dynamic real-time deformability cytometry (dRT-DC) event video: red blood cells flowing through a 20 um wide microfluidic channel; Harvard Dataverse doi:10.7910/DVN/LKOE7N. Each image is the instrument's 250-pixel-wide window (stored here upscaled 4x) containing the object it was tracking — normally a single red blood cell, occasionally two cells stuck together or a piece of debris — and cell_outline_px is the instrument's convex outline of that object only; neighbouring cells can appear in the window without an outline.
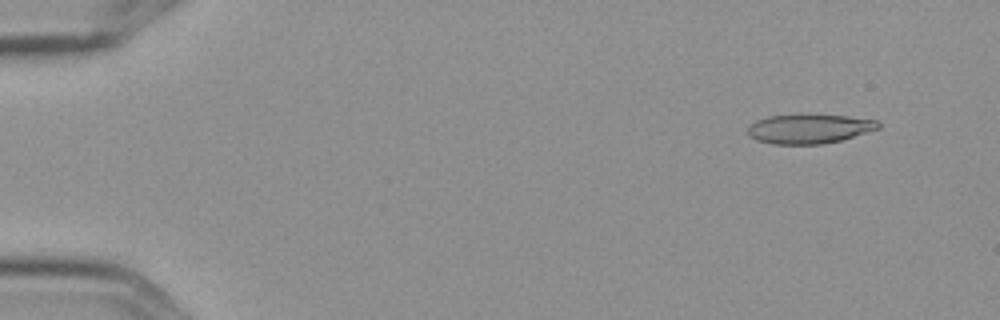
{"species": "Egyptian fruit bat (a non-hibernating species)", "species_latin": "Rousettus aegyptiacus", "temperature_condition": "cold", "stored_images_in_passage": 9, "camera_frame_rate_fps": 3000, "um_per_image_px": 0.085, "frame": {"image": 1, "passage_image": 2, "time_ms": 0.333, "image_size_px": [1000, 320], "cell_outline_px": [[880, 128], [840, 140], [824, 144], [772, 144], [756, 140], [748, 136], [748, 128], [756, 120], [768, 116], [848, 116], [876, 120], [880, 124]], "centroid_in_image_um": [68.76, 10.97], "position_along_channel_um": 16.2, "area_um2": 21.79}}
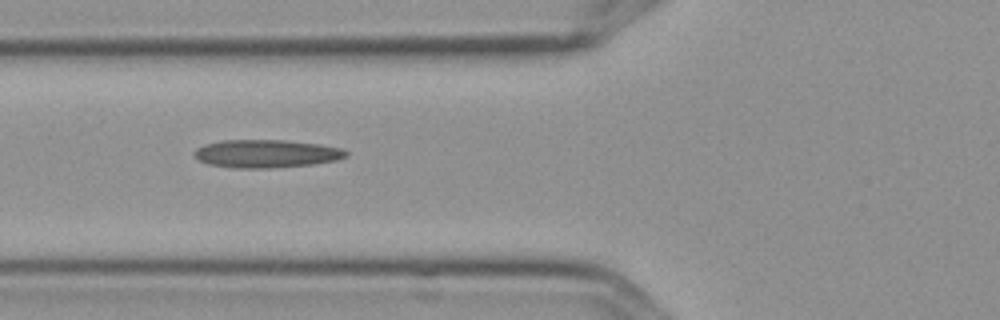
{"frame": {"image": 2, "passage_image": 6, "time_ms": 1.667, "image_size_px": [1000, 320], "cell_outline_px": [[348, 156], [336, 160], [312, 164], [268, 168], [232, 168], [208, 164], [200, 160], [192, 152], [196, 148], [204, 144], [224, 140], [284, 140], [320, 144], [340, 148], [348, 152]], "centroid_in_image_um": [22.62, 13.06], "position_along_channel_um": 103.2, "area_um2": 24.74}}
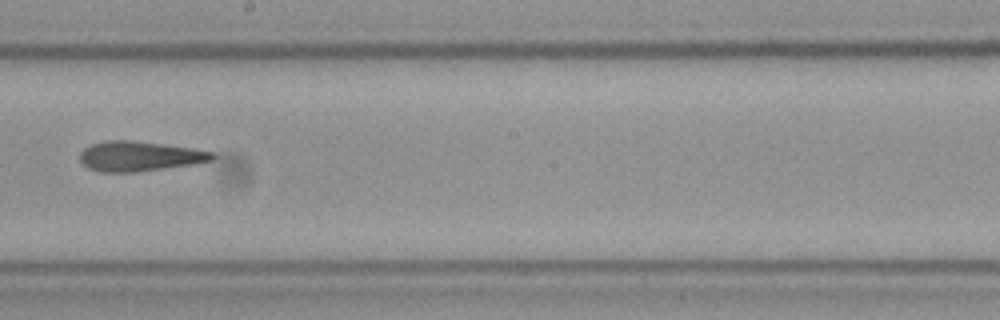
{"frame": {"image": 3, "passage_image": 9, "time_ms": 2.667, "image_size_px": [1000, 320], "cell_outline_px": [[216, 156], [212, 160], [196, 164], [136, 172], [100, 172], [88, 168], [80, 160], [80, 152], [84, 148], [92, 144], [108, 140], [132, 140], [192, 148], [216, 152]], "centroid_in_image_um": [11.89, 13.28], "position_along_channel_um": 236.3, "area_um2": 23.18}}